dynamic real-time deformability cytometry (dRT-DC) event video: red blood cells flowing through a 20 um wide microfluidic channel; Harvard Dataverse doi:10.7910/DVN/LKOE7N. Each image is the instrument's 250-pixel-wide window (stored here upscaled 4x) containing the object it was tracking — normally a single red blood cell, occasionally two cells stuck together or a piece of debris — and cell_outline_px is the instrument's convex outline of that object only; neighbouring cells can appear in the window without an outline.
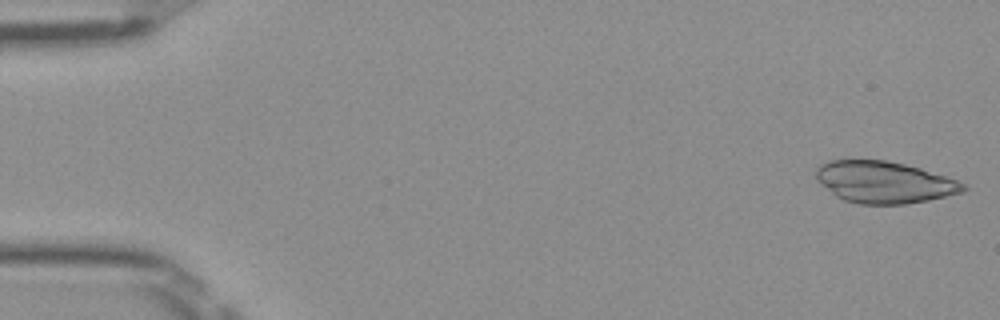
{"species": "Egyptian fruit bat (a non-hibernating species)", "species_latin": "Rousettus aegyptiacus", "temperature_condition": "room temperature", "stored_images_in_passage": 49, "camera_frame_rate_fps": 3000, "um_per_image_px": 0.085, "frame": {"image": 1, "passage_image": 1, "time_ms": 0.0, "image_size_px": [1000, 320], "cell_outline_px": [[968, 188], [964, 192], [928, 200], [904, 204], [860, 204], [844, 200], [836, 196], [820, 184], [816, 180], [816, 168], [820, 164], [828, 160], [888, 160], [920, 168], [968, 184]], "centroid_in_image_um": [75.15, 15.48], "position_along_channel_um": 9.9, "area_um2": 35.89}}